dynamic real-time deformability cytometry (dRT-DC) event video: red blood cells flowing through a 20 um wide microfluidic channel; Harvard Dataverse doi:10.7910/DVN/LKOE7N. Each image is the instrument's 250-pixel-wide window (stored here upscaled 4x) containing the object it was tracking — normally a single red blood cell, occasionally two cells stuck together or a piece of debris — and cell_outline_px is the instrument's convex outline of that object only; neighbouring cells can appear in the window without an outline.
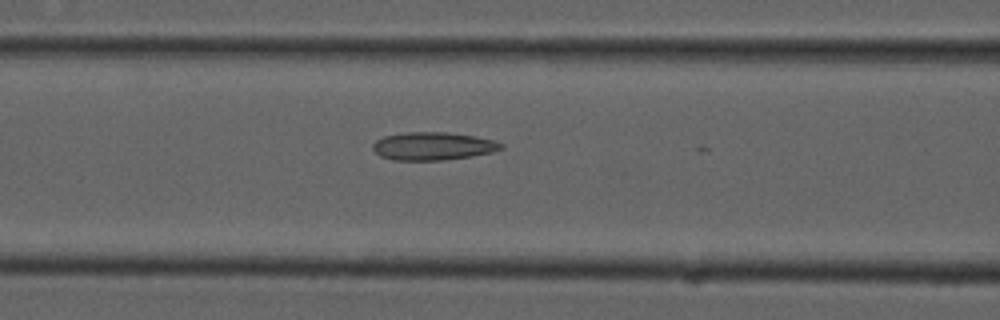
{"species": "common noctule bat (a hibernating species)", "species_latin": "Nyctalus noctula", "temperature_condition": "cold", "stored_images_in_passage": 26, "camera_frame_rate_fps": 3000, "um_per_image_px": 0.085, "animal": {"sex": "male", "forearm_length_mm": 52.5}, "frame": {"image": 1, "passage_image": 22, "time_ms": 7.0, "image_size_px": [1000, 320], "cell_outline_px": [[504, 148], [492, 152], [472, 156], [444, 160], [392, 160], [380, 156], [372, 148], [372, 144], [376, 140], [384, 136], [408, 132], [448, 132], [476, 136], [496, 140], [504, 144]], "centroid_in_image_um": [36.83, 12.42], "position_along_channel_um": 129.8, "area_um2": 21.1}}
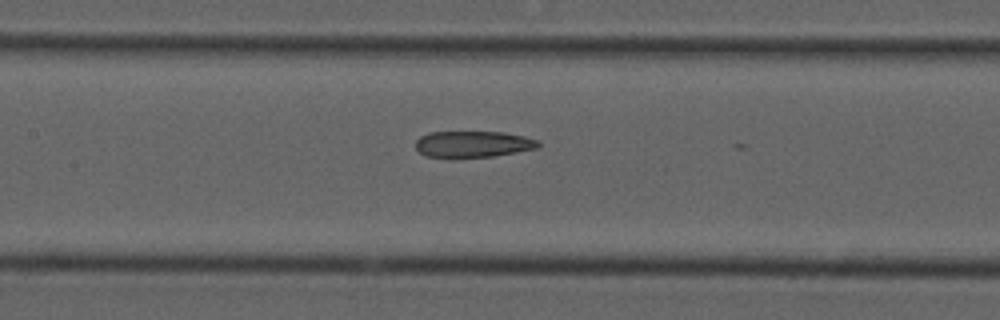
{"frame": {"image": 2, "passage_image": 25, "time_ms": 8.0, "image_size_px": [1000, 320], "cell_outline_px": [[540, 148], [492, 156], [452, 160], [424, 156], [416, 148], [416, 140], [420, 136], [428, 132], [504, 132], [524, 136], [540, 140]], "centroid_in_image_um": [40.18, 12.28], "position_along_channel_um": 167.2, "area_um2": 19.59}}